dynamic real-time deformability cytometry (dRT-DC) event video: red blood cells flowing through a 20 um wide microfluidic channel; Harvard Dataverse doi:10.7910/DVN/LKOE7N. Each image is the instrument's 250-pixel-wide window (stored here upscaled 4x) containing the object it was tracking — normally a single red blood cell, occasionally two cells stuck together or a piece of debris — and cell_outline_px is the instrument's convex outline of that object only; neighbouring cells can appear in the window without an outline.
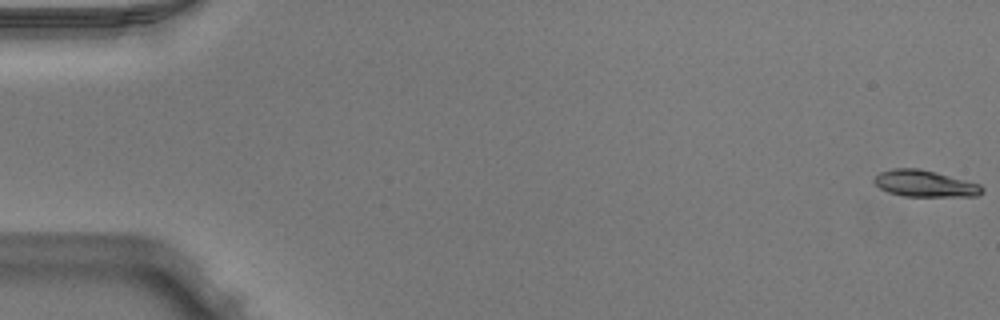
{"species": "Egyptian fruit bat (a non-hibernating species)", "species_latin": "Rousettus aegyptiacus", "temperature_condition": "warm", "stored_images_in_passage": 52, "camera_frame_rate_fps": 3000, "um_per_image_px": 0.085, "animal": {"sex": "male"}, "frame": {"image": 1, "passage_image": 1, "time_ms": 0.0, "image_size_px": [1000, 320], "cell_outline_px": [[984, 192], [976, 196], [904, 196], [888, 192], [880, 188], [872, 180], [880, 172], [892, 168], [920, 168], [980, 184], [984, 188]], "centroid_in_image_um": [78.61, 15.6], "position_along_channel_um": 6.4, "area_um2": 16.65}}
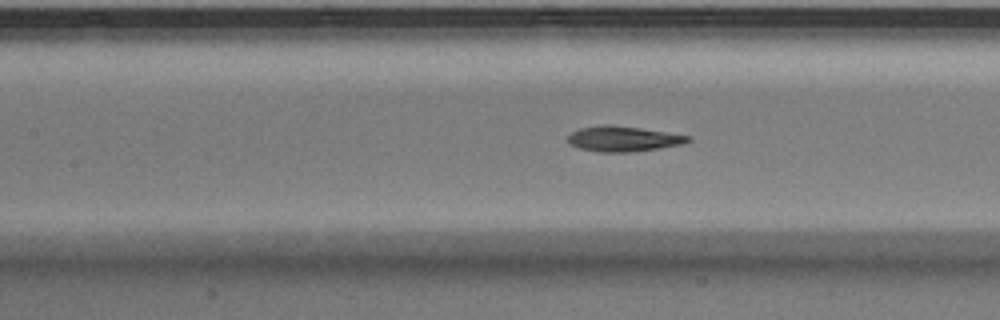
{"frame": {"image": 2, "passage_image": 24, "time_ms": 7.667, "image_size_px": [1000, 320], "cell_outline_px": [[692, 140], [684, 144], [660, 148], [632, 152], [600, 152], [580, 148], [568, 144], [568, 136], [572, 132], [580, 128], [604, 124], [612, 124], [640, 128], [688, 136]], "centroid_in_image_um": [52.95, 11.8], "position_along_channel_um": 154.4, "area_um2": 17.69}}
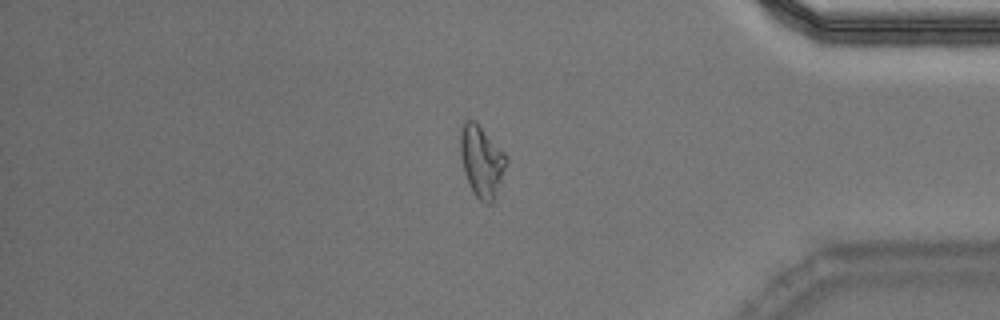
{"frame": {"image": 3, "passage_image": 44, "time_ms": 14.333, "image_size_px": [1000, 320], "cell_outline_px": [[508, 160], [496, 196], [488, 204], [484, 204], [472, 192], [468, 184], [464, 172], [460, 156], [460, 128], [468, 120], [476, 120], [508, 156]], "centroid_in_image_um": [40.94, 13.69], "position_along_channel_um": 394.3, "area_um2": 19.36}, "authors_computed_cell_mechanics": {"area_um2": 17.5712, "velocity_mm_per_s": 3.9627, "shape_relaxation_time_tau1_ms": null, "shape_relaxation_time_tau2_ms": 5.1133, "deformation_change_tau1": null, "deformation_change_tau2": 0.1255}}